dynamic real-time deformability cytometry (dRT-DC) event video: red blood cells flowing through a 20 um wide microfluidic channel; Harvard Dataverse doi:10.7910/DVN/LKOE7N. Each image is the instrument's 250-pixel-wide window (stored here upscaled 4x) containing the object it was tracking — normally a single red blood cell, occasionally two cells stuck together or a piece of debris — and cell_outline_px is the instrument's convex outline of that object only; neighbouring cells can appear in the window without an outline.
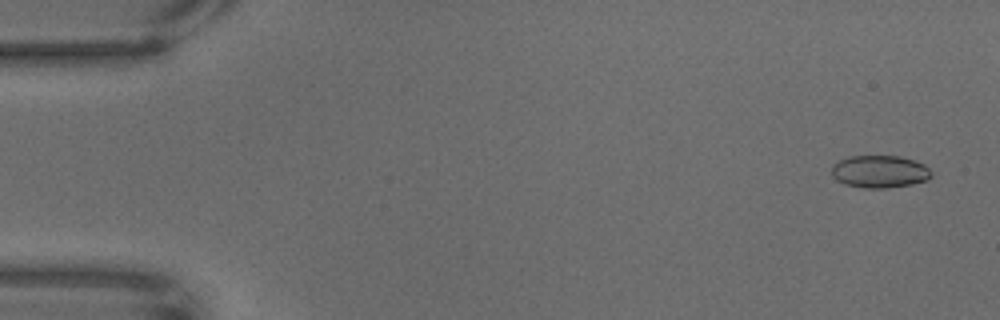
{"species": "common noctule bat (a hibernating species)", "species_latin": "Nyctalus noctula", "temperature_condition": "warm", "stored_images_in_passage": 67, "camera_frame_rate_fps": 3000, "um_per_image_px": 0.085, "animal": {"sex": "male", "body_mass_g": 18.8}, "frame": {"image": 1, "passage_image": 3, "time_ms": 0.667, "image_size_px": [1000, 320], "cell_outline_px": [[932, 176], [928, 180], [912, 184], [884, 188], [864, 188], [844, 184], [836, 180], [832, 176], [832, 164], [848, 156], [900, 156], [916, 160], [924, 164], [932, 172]], "centroid_in_image_um": [74.78, 14.58], "position_along_channel_um": 10.2, "area_um2": 19.07}}
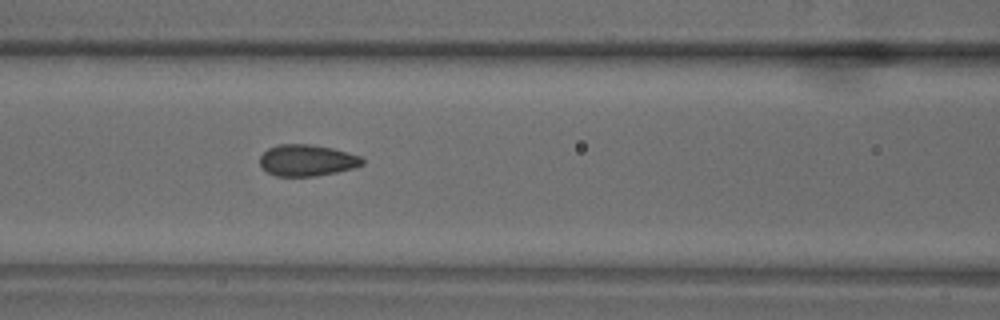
{"frame": {"image": 2, "passage_image": 29, "time_ms": 9.333, "image_size_px": [1000, 320], "cell_outline_px": [[364, 164], [352, 168], [336, 172], [316, 176], [276, 176], [268, 172], [260, 164], [260, 156], [268, 148], [276, 144], [312, 144], [332, 148], [360, 156], [364, 160]], "centroid_in_image_um": [26.08, 13.62], "position_along_channel_um": 140.5, "area_um2": 18.73}}
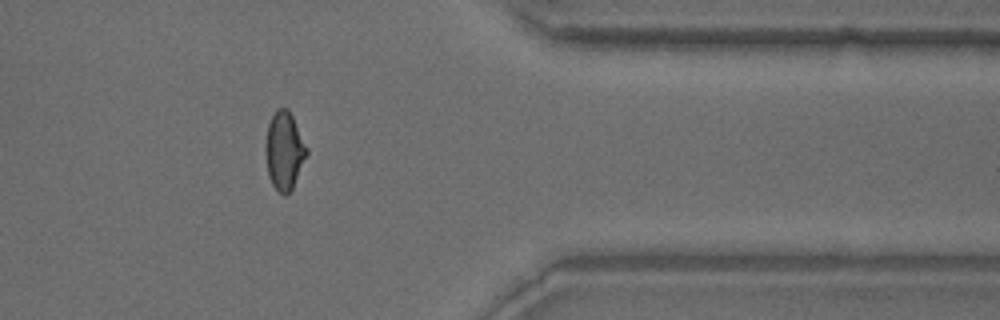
{"frame": {"image": 3, "passage_image": 55, "time_ms": 18.0, "image_size_px": [1000, 320], "cell_outline_px": [[308, 152], [292, 188], [284, 196], [272, 184], [268, 176], [264, 152], [264, 148], [268, 124], [276, 108], [288, 108], [308, 148]], "centroid_in_image_um": [24.14, 12.79], "position_along_channel_um": 387.3, "area_um2": 18.67}}